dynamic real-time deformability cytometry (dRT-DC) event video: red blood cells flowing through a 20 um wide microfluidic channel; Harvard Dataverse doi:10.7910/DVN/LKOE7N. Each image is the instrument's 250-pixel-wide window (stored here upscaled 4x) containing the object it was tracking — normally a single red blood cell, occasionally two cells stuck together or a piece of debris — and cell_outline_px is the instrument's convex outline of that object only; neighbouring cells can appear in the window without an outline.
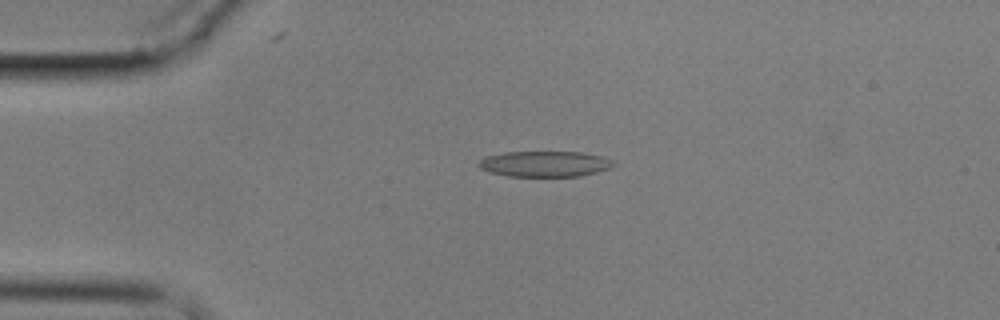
{"species": "common noctule bat (a hibernating species)", "species_latin": "Nyctalus noctula", "temperature_condition": "cold", "stored_images_in_passage": 4, "camera_frame_rate_fps": 3000, "um_per_image_px": 0.085, "animal": {"sex": "male", "body_mass_g": 17.9}, "frame": {"image": 1, "passage_image": 3, "time_ms": 3.333, "image_size_px": [1000, 320], "cell_outline_px": [[616, 164], [608, 168], [596, 172], [580, 176], [508, 176], [492, 172], [480, 168], [476, 164], [484, 156], [504, 152], [580, 152], [600, 156], [612, 160]], "centroid_in_image_um": [46.27, 13.92], "position_along_channel_um": 38.7, "area_um2": 20.06}}